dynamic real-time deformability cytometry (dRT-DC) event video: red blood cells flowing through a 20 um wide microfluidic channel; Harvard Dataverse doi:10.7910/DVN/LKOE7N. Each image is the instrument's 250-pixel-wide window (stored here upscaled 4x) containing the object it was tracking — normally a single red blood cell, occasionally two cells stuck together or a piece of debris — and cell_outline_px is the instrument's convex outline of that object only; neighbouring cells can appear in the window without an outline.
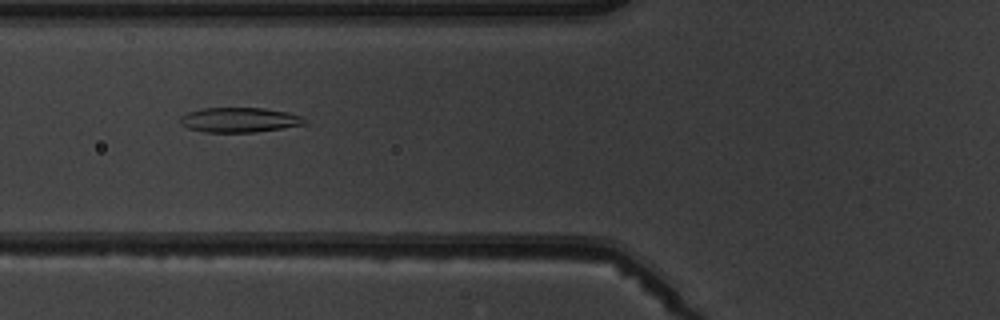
{"species": "common noctule bat (a hibernating species)", "species_latin": "Nyctalus noctula", "temperature_condition": "warm", "stored_images_in_passage": 9, "camera_frame_rate_fps": 3000, "um_per_image_px": 0.085, "animal": {"sex": "male", "body_mass_g": 19.5, "forearm_length_mm": 54.6}, "frame": {"image": 1, "passage_image": 6, "time_ms": 6.667, "image_size_px": [1000, 320], "cell_outline_px": [[308, 124], [256, 132], [204, 132], [188, 128], [180, 124], [180, 116], [188, 112], [204, 108], [264, 108], [288, 112], [304, 116], [308, 120]], "centroid_in_image_um": [20.4, 10.19], "position_along_channel_um": 105.4, "area_um2": 18.21}}
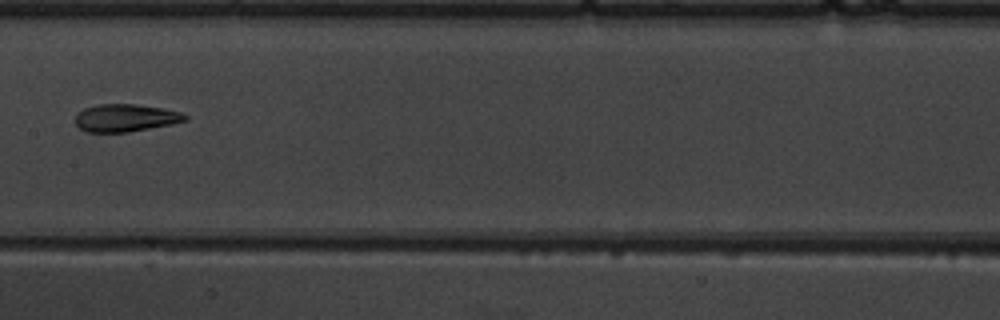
{"frame": {"image": 2, "passage_image": 8, "time_ms": 9.0, "image_size_px": [1000, 320], "cell_outline_px": [[188, 120], [172, 124], [128, 132], [88, 132], [80, 128], [76, 124], [76, 116], [84, 108], [96, 104], [136, 104], [164, 108], [180, 112], [188, 116]], "centroid_in_image_um": [10.69, 10.01], "position_along_channel_um": 196.7, "area_um2": 17.63}}
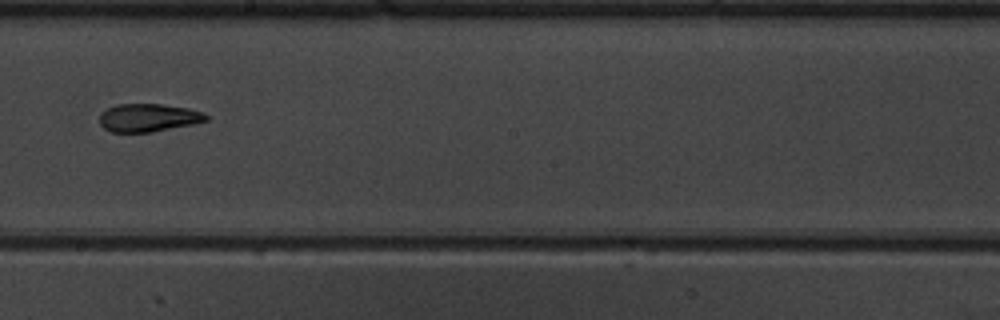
{"frame": {"image": 3, "passage_image": 9, "time_ms": 10.0, "image_size_px": [1000, 320], "cell_outline_px": [[208, 120], [192, 124], [152, 132], [112, 132], [104, 128], [100, 124], [100, 112], [116, 104], [160, 104], [188, 108], [204, 112], [208, 116]], "centroid_in_image_um": [12.6, 10.0], "position_along_channel_um": 235.6, "area_um2": 17.4}}